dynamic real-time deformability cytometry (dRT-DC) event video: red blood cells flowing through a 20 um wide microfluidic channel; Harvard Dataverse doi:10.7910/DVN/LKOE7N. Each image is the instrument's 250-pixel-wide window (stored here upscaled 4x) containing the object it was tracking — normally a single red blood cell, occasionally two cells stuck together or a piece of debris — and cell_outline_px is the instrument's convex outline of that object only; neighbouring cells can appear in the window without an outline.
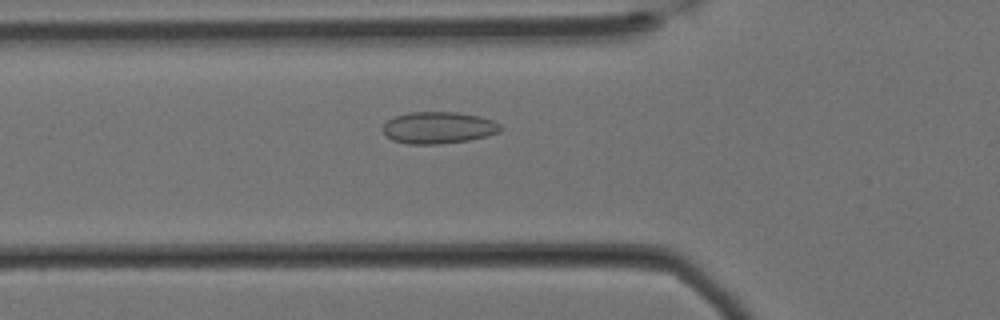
{"species": "Egyptian fruit bat (a non-hibernating species)", "species_latin": "Rousettus aegyptiacus", "temperature_condition": "cold", "stored_images_in_passage": 53, "camera_frame_rate_fps": 3000, "um_per_image_px": 0.085, "animal": {"sex": "female"}, "frame": {"image": 1, "passage_image": 19, "time_ms": 6.0, "image_size_px": [1000, 320], "cell_outline_px": [[500, 128], [496, 132], [484, 136], [468, 140], [432, 144], [412, 144], [396, 140], [388, 136], [384, 132], [384, 124], [388, 120], [396, 116], [412, 112], [452, 112], [476, 116], [492, 120]], "centroid_in_image_um": [37.22, 10.84], "position_along_channel_um": 88.6, "area_um2": 20.87}}
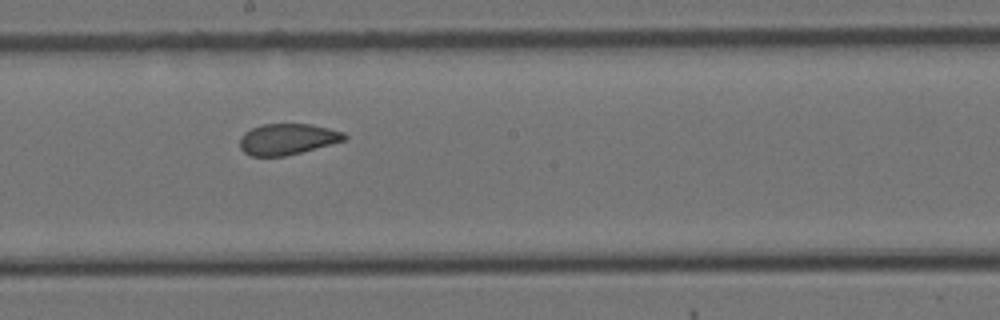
{"frame": {"image": 2, "passage_image": 31, "time_ms": 10.0, "image_size_px": [1000, 320], "cell_outline_px": [[348, 136], [344, 140], [300, 152], [284, 156], [252, 156], [244, 152], [240, 148], [240, 140], [252, 128], [264, 124], [308, 124], [344, 132]], "centroid_in_image_um": [24.43, 11.83], "position_along_channel_um": 223.8, "area_um2": 18.38}}
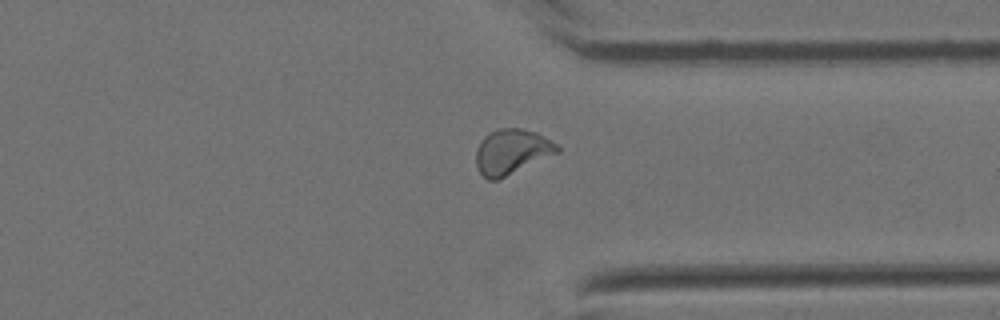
{"frame": {"image": 3, "passage_image": 44, "time_ms": 14.333, "image_size_px": [1000, 320], "cell_outline_px": [[560, 152], [496, 180], [488, 180], [480, 172], [476, 164], [476, 152], [484, 136], [500, 128], [520, 128], [536, 132], [556, 144], [560, 148]], "centroid_in_image_um": [43.5, 12.89], "position_along_channel_um": 367.9, "area_um2": 20.92}, "authors_computed_cell_mechanics": {"area_um2": 19.5364, "velocity_mm_per_s": 3.3621, "shape_relaxation_time_tau1_ms": null, "shape_relaxation_time_tau2_ms": 1.7016, "deformation_change_tau1": null, "deformation_change_tau2": 0.0688}}